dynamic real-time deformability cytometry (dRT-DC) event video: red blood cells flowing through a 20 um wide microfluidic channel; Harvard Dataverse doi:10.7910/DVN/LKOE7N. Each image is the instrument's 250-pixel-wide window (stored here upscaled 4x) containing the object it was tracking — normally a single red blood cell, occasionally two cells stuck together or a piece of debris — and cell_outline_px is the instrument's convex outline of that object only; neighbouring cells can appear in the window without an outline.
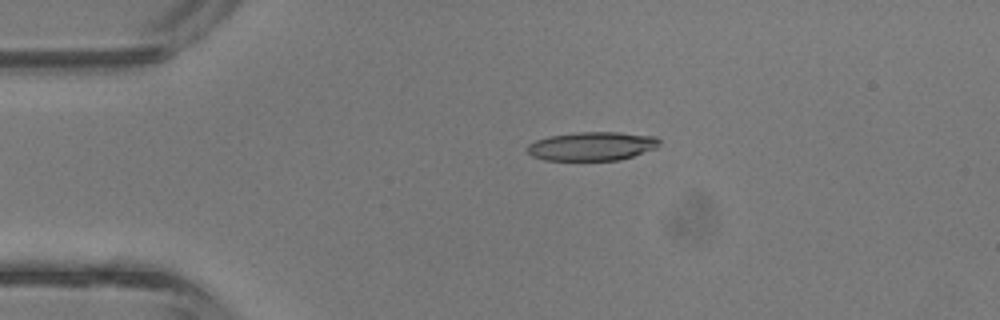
{"species": "common noctule bat (a hibernating species)", "species_latin": "Nyctalus noctula", "temperature_condition": "room temperature", "stored_images_in_passage": 4, "camera_frame_rate_fps": 3000, "um_per_image_px": 0.085, "animal": {"sex": "male", "body_mass_g": 13.3}, "frame": {"image": 1, "passage_image": 1, "time_ms": 0.0, "image_size_px": [1000, 320], "cell_outline_px": [[660, 144], [656, 148], [620, 160], [544, 160], [532, 156], [528, 152], [528, 144], [536, 140], [548, 136], [580, 132], [620, 132], [656, 136], [660, 140]], "centroid_in_image_um": [50.34, 12.42], "position_along_channel_um": 34.7, "area_um2": 22.14}}
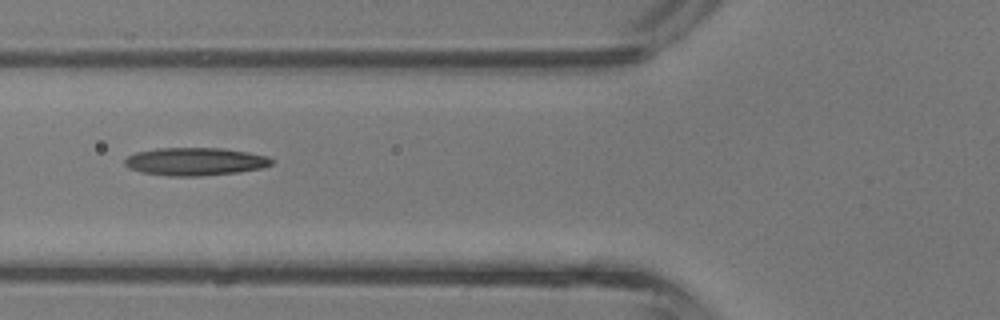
{"frame": {"image": 2, "passage_image": 3, "time_ms": 0.667, "image_size_px": [1000, 320], "cell_outline_px": [[272, 164], [260, 168], [240, 172], [200, 176], [168, 176], [144, 172], [128, 168], [124, 164], [124, 160], [128, 156], [136, 152], [156, 148], [224, 148], [248, 152], [268, 156], [272, 160]], "centroid_in_image_um": [16.58, 13.73], "position_along_channel_um": 109.2, "area_um2": 23.87}}
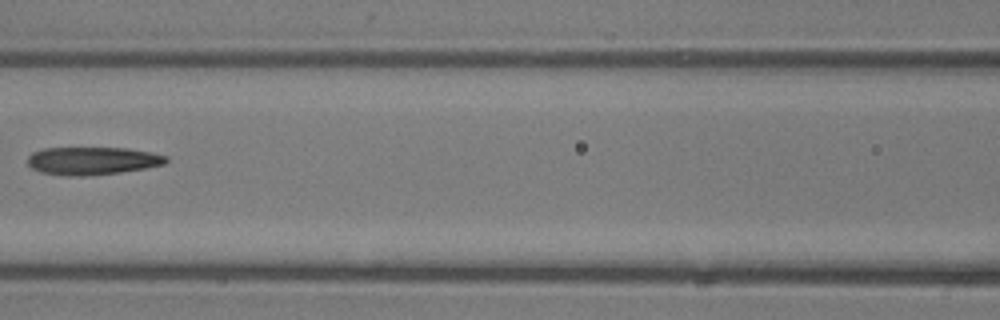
{"frame": {"image": 3, "passage_image": 4, "time_ms": 1.0, "image_size_px": [1000, 320], "cell_outline_px": [[168, 160], [164, 164], [144, 168], [120, 172], [80, 176], [68, 176], [40, 172], [32, 168], [28, 164], [28, 156], [32, 152], [44, 148], [128, 148], [152, 152], [168, 156]], "centroid_in_image_um": [7.85, 13.66], "position_along_channel_um": 158.8, "area_um2": 22.43}}